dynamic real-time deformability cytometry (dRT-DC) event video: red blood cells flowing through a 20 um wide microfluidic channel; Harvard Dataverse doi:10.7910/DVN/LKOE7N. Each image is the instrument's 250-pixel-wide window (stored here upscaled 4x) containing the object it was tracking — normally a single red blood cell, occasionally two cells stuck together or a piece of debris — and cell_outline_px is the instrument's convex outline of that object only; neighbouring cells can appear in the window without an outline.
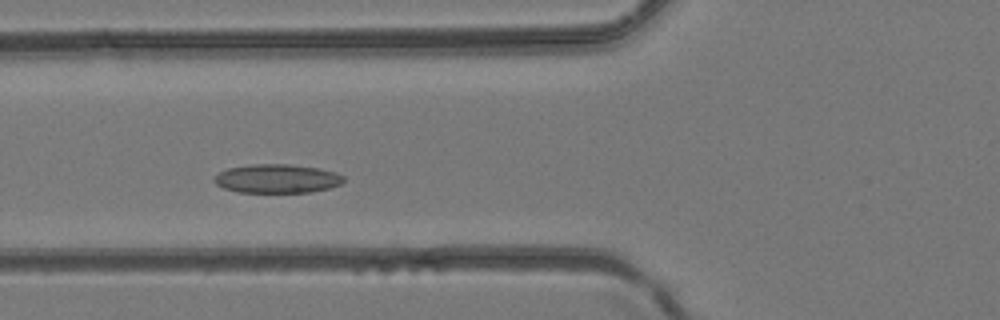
{"species": "common noctule bat (a hibernating species)", "species_latin": "Nyctalus noctula", "temperature_condition": "room temperature", "stored_images_in_passage": 36, "camera_frame_rate_fps": 3000, "um_per_image_px": 0.085, "animal": {"sex": "female", "body_mass_g": 24.6, "forearm_length_mm": 56.2}, "frame": {"image": 1, "passage_image": 10, "time_ms": 3.0, "image_size_px": [1000, 320], "cell_outline_px": [[344, 180], [340, 184], [328, 188], [312, 192], [236, 192], [224, 188], [216, 184], [212, 180], [220, 172], [228, 168], [252, 164], [288, 164], [316, 168], [336, 172], [344, 176]], "centroid_in_image_um": [23.53, 15.18], "position_along_channel_um": 102.3, "area_um2": 21.62}}
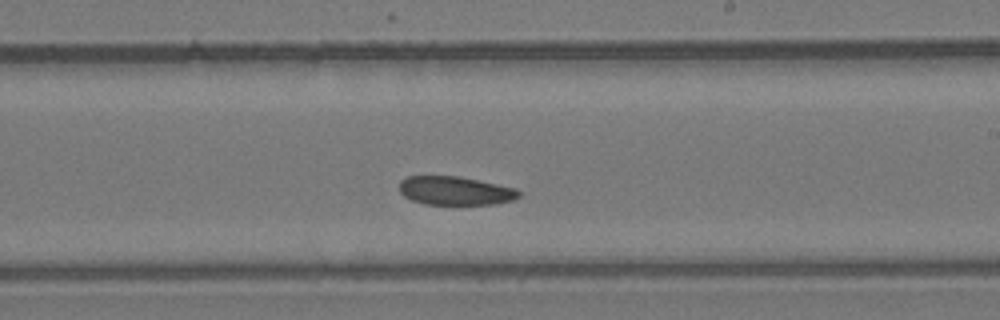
{"frame": {"image": 2, "passage_image": 19, "time_ms": 6.0, "image_size_px": [1000, 320], "cell_outline_px": [[520, 196], [512, 200], [496, 204], [424, 204], [412, 200], [404, 196], [400, 192], [400, 180], [408, 176], [456, 176], [516, 188], [520, 192]], "centroid_in_image_um": [38.68, 16.21], "position_along_channel_um": 250.3, "area_um2": 19.77}}
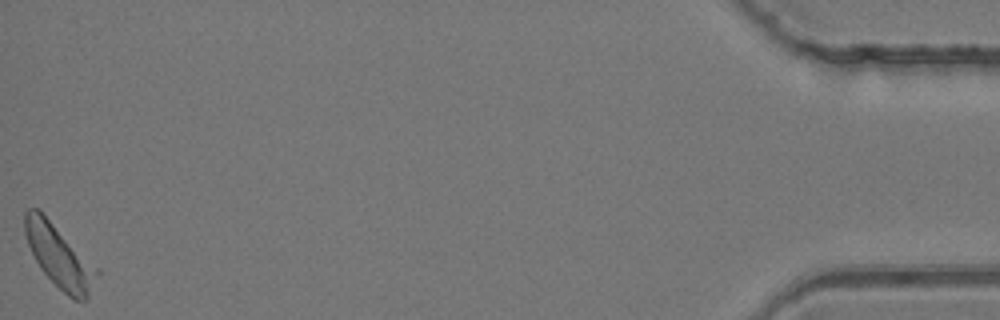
{"frame": {"image": 3, "passage_image": 36, "time_ms": 11.667, "image_size_px": [1000, 320], "cell_outline_px": [[100, 272], [88, 300], [76, 300], [68, 296], [40, 268], [28, 244], [24, 232], [24, 212], [28, 208], [36, 208], [100, 268]], "centroid_in_image_um": [5.09, 21.82], "position_along_channel_um": 430.1, "area_um2": 26.01}}